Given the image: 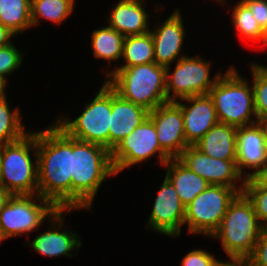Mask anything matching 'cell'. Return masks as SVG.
Returning <instances> with one entry per match:
<instances>
[{"label": "cell", "mask_w": 267, "mask_h": 266, "mask_svg": "<svg viewBox=\"0 0 267 266\" xmlns=\"http://www.w3.org/2000/svg\"><path fill=\"white\" fill-rule=\"evenodd\" d=\"M33 150V151H32ZM30 151L35 153V163ZM37 132L0 145L1 184L13 195L38 194Z\"/></svg>", "instance_id": "5"}, {"label": "cell", "mask_w": 267, "mask_h": 266, "mask_svg": "<svg viewBox=\"0 0 267 266\" xmlns=\"http://www.w3.org/2000/svg\"><path fill=\"white\" fill-rule=\"evenodd\" d=\"M31 2L29 0H0V24L14 34L32 26Z\"/></svg>", "instance_id": "23"}, {"label": "cell", "mask_w": 267, "mask_h": 266, "mask_svg": "<svg viewBox=\"0 0 267 266\" xmlns=\"http://www.w3.org/2000/svg\"><path fill=\"white\" fill-rule=\"evenodd\" d=\"M112 113V88L102 85L96 97L89 102L84 112L75 120L61 118L55 122L68 136L98 144L109 150V125Z\"/></svg>", "instance_id": "7"}, {"label": "cell", "mask_w": 267, "mask_h": 266, "mask_svg": "<svg viewBox=\"0 0 267 266\" xmlns=\"http://www.w3.org/2000/svg\"><path fill=\"white\" fill-rule=\"evenodd\" d=\"M194 146L202 153L221 160L237 159V127L218 123Z\"/></svg>", "instance_id": "21"}, {"label": "cell", "mask_w": 267, "mask_h": 266, "mask_svg": "<svg viewBox=\"0 0 267 266\" xmlns=\"http://www.w3.org/2000/svg\"><path fill=\"white\" fill-rule=\"evenodd\" d=\"M156 153L159 154L158 160L162 165L171 159L160 147L156 128L152 120L147 117L111 151L116 175L131 165L146 161Z\"/></svg>", "instance_id": "11"}, {"label": "cell", "mask_w": 267, "mask_h": 266, "mask_svg": "<svg viewBox=\"0 0 267 266\" xmlns=\"http://www.w3.org/2000/svg\"><path fill=\"white\" fill-rule=\"evenodd\" d=\"M122 58L125 59V65L117 66V68H127L154 62V45L151 32L126 36L123 42Z\"/></svg>", "instance_id": "25"}, {"label": "cell", "mask_w": 267, "mask_h": 266, "mask_svg": "<svg viewBox=\"0 0 267 266\" xmlns=\"http://www.w3.org/2000/svg\"><path fill=\"white\" fill-rule=\"evenodd\" d=\"M91 35V46L95 58L114 61L123 55L124 36L106 26L98 30H94Z\"/></svg>", "instance_id": "24"}, {"label": "cell", "mask_w": 267, "mask_h": 266, "mask_svg": "<svg viewBox=\"0 0 267 266\" xmlns=\"http://www.w3.org/2000/svg\"><path fill=\"white\" fill-rule=\"evenodd\" d=\"M219 262L213 255L198 249L189 252L182 260L181 266H218Z\"/></svg>", "instance_id": "33"}, {"label": "cell", "mask_w": 267, "mask_h": 266, "mask_svg": "<svg viewBox=\"0 0 267 266\" xmlns=\"http://www.w3.org/2000/svg\"><path fill=\"white\" fill-rule=\"evenodd\" d=\"M7 78H2L0 77V100L5 99L6 95H5V87L7 85Z\"/></svg>", "instance_id": "40"}, {"label": "cell", "mask_w": 267, "mask_h": 266, "mask_svg": "<svg viewBox=\"0 0 267 266\" xmlns=\"http://www.w3.org/2000/svg\"><path fill=\"white\" fill-rule=\"evenodd\" d=\"M162 26L151 31L154 45V62L158 65L170 67L179 57V53L186 34L180 10L173 11Z\"/></svg>", "instance_id": "16"}, {"label": "cell", "mask_w": 267, "mask_h": 266, "mask_svg": "<svg viewBox=\"0 0 267 266\" xmlns=\"http://www.w3.org/2000/svg\"><path fill=\"white\" fill-rule=\"evenodd\" d=\"M35 195H13L0 212V228L3 236L15 237L32 232L44 219L51 218L58 208L49 200ZM41 202L38 205L34 200Z\"/></svg>", "instance_id": "9"}, {"label": "cell", "mask_w": 267, "mask_h": 266, "mask_svg": "<svg viewBox=\"0 0 267 266\" xmlns=\"http://www.w3.org/2000/svg\"><path fill=\"white\" fill-rule=\"evenodd\" d=\"M38 195L72 210V137L55 123L37 132Z\"/></svg>", "instance_id": "1"}, {"label": "cell", "mask_w": 267, "mask_h": 266, "mask_svg": "<svg viewBox=\"0 0 267 266\" xmlns=\"http://www.w3.org/2000/svg\"><path fill=\"white\" fill-rule=\"evenodd\" d=\"M107 72L105 81L118 95L147 111L169 102L164 66L152 62Z\"/></svg>", "instance_id": "3"}, {"label": "cell", "mask_w": 267, "mask_h": 266, "mask_svg": "<svg viewBox=\"0 0 267 266\" xmlns=\"http://www.w3.org/2000/svg\"><path fill=\"white\" fill-rule=\"evenodd\" d=\"M148 113L144 107L122 98L112 89L109 150L112 151L120 141L130 135L148 117Z\"/></svg>", "instance_id": "17"}, {"label": "cell", "mask_w": 267, "mask_h": 266, "mask_svg": "<svg viewBox=\"0 0 267 266\" xmlns=\"http://www.w3.org/2000/svg\"><path fill=\"white\" fill-rule=\"evenodd\" d=\"M251 69L256 115L267 116V67L252 63Z\"/></svg>", "instance_id": "29"}, {"label": "cell", "mask_w": 267, "mask_h": 266, "mask_svg": "<svg viewBox=\"0 0 267 266\" xmlns=\"http://www.w3.org/2000/svg\"><path fill=\"white\" fill-rule=\"evenodd\" d=\"M261 230L254 207L242 192L230 203L221 224L211 236L220 239L230 258H248Z\"/></svg>", "instance_id": "4"}, {"label": "cell", "mask_w": 267, "mask_h": 266, "mask_svg": "<svg viewBox=\"0 0 267 266\" xmlns=\"http://www.w3.org/2000/svg\"><path fill=\"white\" fill-rule=\"evenodd\" d=\"M13 36H16L10 29L4 27L0 24V47L7 46L12 43L11 39Z\"/></svg>", "instance_id": "36"}, {"label": "cell", "mask_w": 267, "mask_h": 266, "mask_svg": "<svg viewBox=\"0 0 267 266\" xmlns=\"http://www.w3.org/2000/svg\"><path fill=\"white\" fill-rule=\"evenodd\" d=\"M172 74L166 67V92L168 101H177L186 97L206 95L221 76L217 73L213 80L210 78V65L200 57H188L184 54L177 60ZM172 92V95L170 93Z\"/></svg>", "instance_id": "10"}, {"label": "cell", "mask_w": 267, "mask_h": 266, "mask_svg": "<svg viewBox=\"0 0 267 266\" xmlns=\"http://www.w3.org/2000/svg\"><path fill=\"white\" fill-rule=\"evenodd\" d=\"M262 28L267 24V0H242Z\"/></svg>", "instance_id": "34"}, {"label": "cell", "mask_w": 267, "mask_h": 266, "mask_svg": "<svg viewBox=\"0 0 267 266\" xmlns=\"http://www.w3.org/2000/svg\"><path fill=\"white\" fill-rule=\"evenodd\" d=\"M6 98L0 100V145L19 140L25 132L19 108L10 111Z\"/></svg>", "instance_id": "27"}, {"label": "cell", "mask_w": 267, "mask_h": 266, "mask_svg": "<svg viewBox=\"0 0 267 266\" xmlns=\"http://www.w3.org/2000/svg\"><path fill=\"white\" fill-rule=\"evenodd\" d=\"M144 3V0H120L110 12L108 26L124 37L150 32L149 14L143 8Z\"/></svg>", "instance_id": "20"}, {"label": "cell", "mask_w": 267, "mask_h": 266, "mask_svg": "<svg viewBox=\"0 0 267 266\" xmlns=\"http://www.w3.org/2000/svg\"><path fill=\"white\" fill-rule=\"evenodd\" d=\"M208 94L213 100L219 123L237 128L256 123L253 87H249L247 80L235 68L230 67L224 76L221 75Z\"/></svg>", "instance_id": "6"}, {"label": "cell", "mask_w": 267, "mask_h": 266, "mask_svg": "<svg viewBox=\"0 0 267 266\" xmlns=\"http://www.w3.org/2000/svg\"><path fill=\"white\" fill-rule=\"evenodd\" d=\"M232 20L234 28L245 39L263 43V28L242 0L232 9Z\"/></svg>", "instance_id": "28"}, {"label": "cell", "mask_w": 267, "mask_h": 266, "mask_svg": "<svg viewBox=\"0 0 267 266\" xmlns=\"http://www.w3.org/2000/svg\"><path fill=\"white\" fill-rule=\"evenodd\" d=\"M186 207L172 183L165 177L155 199L147 227L167 236L176 237L184 224Z\"/></svg>", "instance_id": "13"}, {"label": "cell", "mask_w": 267, "mask_h": 266, "mask_svg": "<svg viewBox=\"0 0 267 266\" xmlns=\"http://www.w3.org/2000/svg\"><path fill=\"white\" fill-rule=\"evenodd\" d=\"M14 43L0 47V77L6 78V75L14 72L22 64L23 53L19 52Z\"/></svg>", "instance_id": "31"}, {"label": "cell", "mask_w": 267, "mask_h": 266, "mask_svg": "<svg viewBox=\"0 0 267 266\" xmlns=\"http://www.w3.org/2000/svg\"><path fill=\"white\" fill-rule=\"evenodd\" d=\"M256 124L260 127L267 145V116L257 117Z\"/></svg>", "instance_id": "39"}, {"label": "cell", "mask_w": 267, "mask_h": 266, "mask_svg": "<svg viewBox=\"0 0 267 266\" xmlns=\"http://www.w3.org/2000/svg\"><path fill=\"white\" fill-rule=\"evenodd\" d=\"M164 166L167 168L165 177L172 183L185 207L210 185L177 158H171Z\"/></svg>", "instance_id": "22"}, {"label": "cell", "mask_w": 267, "mask_h": 266, "mask_svg": "<svg viewBox=\"0 0 267 266\" xmlns=\"http://www.w3.org/2000/svg\"><path fill=\"white\" fill-rule=\"evenodd\" d=\"M4 239H6V238L3 236L1 228H0V242L3 241Z\"/></svg>", "instance_id": "42"}, {"label": "cell", "mask_w": 267, "mask_h": 266, "mask_svg": "<svg viewBox=\"0 0 267 266\" xmlns=\"http://www.w3.org/2000/svg\"><path fill=\"white\" fill-rule=\"evenodd\" d=\"M13 194L5 189L0 190V212L7 205Z\"/></svg>", "instance_id": "38"}, {"label": "cell", "mask_w": 267, "mask_h": 266, "mask_svg": "<svg viewBox=\"0 0 267 266\" xmlns=\"http://www.w3.org/2000/svg\"><path fill=\"white\" fill-rule=\"evenodd\" d=\"M70 212L71 209H58L57 212L50 218L49 221L54 222L53 228L56 226L55 230H49L31 241L29 244L37 253L44 256L57 257L60 255H65L72 257L73 255L69 252L73 251L74 248H79L81 245L80 237L76 233L71 231H60L63 226L62 212ZM57 224V225H56ZM60 231V232H59Z\"/></svg>", "instance_id": "18"}, {"label": "cell", "mask_w": 267, "mask_h": 266, "mask_svg": "<svg viewBox=\"0 0 267 266\" xmlns=\"http://www.w3.org/2000/svg\"><path fill=\"white\" fill-rule=\"evenodd\" d=\"M239 193L235 188L210 184L186 206L184 225L187 223L189 233L211 237Z\"/></svg>", "instance_id": "8"}, {"label": "cell", "mask_w": 267, "mask_h": 266, "mask_svg": "<svg viewBox=\"0 0 267 266\" xmlns=\"http://www.w3.org/2000/svg\"><path fill=\"white\" fill-rule=\"evenodd\" d=\"M160 147L171 157L177 158L189 145L185 139L183 114L175 101H169L149 111Z\"/></svg>", "instance_id": "14"}, {"label": "cell", "mask_w": 267, "mask_h": 266, "mask_svg": "<svg viewBox=\"0 0 267 266\" xmlns=\"http://www.w3.org/2000/svg\"><path fill=\"white\" fill-rule=\"evenodd\" d=\"M229 261H220L218 266H252L247 258H231Z\"/></svg>", "instance_id": "37"}, {"label": "cell", "mask_w": 267, "mask_h": 266, "mask_svg": "<svg viewBox=\"0 0 267 266\" xmlns=\"http://www.w3.org/2000/svg\"><path fill=\"white\" fill-rule=\"evenodd\" d=\"M247 259L252 266H267V226L262 227L253 252Z\"/></svg>", "instance_id": "32"}, {"label": "cell", "mask_w": 267, "mask_h": 266, "mask_svg": "<svg viewBox=\"0 0 267 266\" xmlns=\"http://www.w3.org/2000/svg\"><path fill=\"white\" fill-rule=\"evenodd\" d=\"M75 0H32L31 23L36 25L39 18L61 23L73 12Z\"/></svg>", "instance_id": "26"}, {"label": "cell", "mask_w": 267, "mask_h": 266, "mask_svg": "<svg viewBox=\"0 0 267 266\" xmlns=\"http://www.w3.org/2000/svg\"><path fill=\"white\" fill-rule=\"evenodd\" d=\"M190 105L175 101L183 114L185 139L189 145L198 142L213 126L219 123L214 103L209 94L180 99Z\"/></svg>", "instance_id": "15"}, {"label": "cell", "mask_w": 267, "mask_h": 266, "mask_svg": "<svg viewBox=\"0 0 267 266\" xmlns=\"http://www.w3.org/2000/svg\"><path fill=\"white\" fill-rule=\"evenodd\" d=\"M3 189L2 184H1V168H0V190Z\"/></svg>", "instance_id": "43"}, {"label": "cell", "mask_w": 267, "mask_h": 266, "mask_svg": "<svg viewBox=\"0 0 267 266\" xmlns=\"http://www.w3.org/2000/svg\"><path fill=\"white\" fill-rule=\"evenodd\" d=\"M243 193L252 203L261 226H267V188L244 187Z\"/></svg>", "instance_id": "30"}, {"label": "cell", "mask_w": 267, "mask_h": 266, "mask_svg": "<svg viewBox=\"0 0 267 266\" xmlns=\"http://www.w3.org/2000/svg\"><path fill=\"white\" fill-rule=\"evenodd\" d=\"M244 179V187L267 188V162H265L255 173H250L249 171Z\"/></svg>", "instance_id": "35"}, {"label": "cell", "mask_w": 267, "mask_h": 266, "mask_svg": "<svg viewBox=\"0 0 267 266\" xmlns=\"http://www.w3.org/2000/svg\"><path fill=\"white\" fill-rule=\"evenodd\" d=\"M267 162V145L260 127L255 123L237 128V167L243 175L244 168L255 173Z\"/></svg>", "instance_id": "19"}, {"label": "cell", "mask_w": 267, "mask_h": 266, "mask_svg": "<svg viewBox=\"0 0 267 266\" xmlns=\"http://www.w3.org/2000/svg\"><path fill=\"white\" fill-rule=\"evenodd\" d=\"M177 159L188 169L205 179L209 184L223 185L243 192L244 181L236 160H221L202 153L194 145H188ZM243 180L241 186H236ZM238 187V188H237Z\"/></svg>", "instance_id": "12"}, {"label": "cell", "mask_w": 267, "mask_h": 266, "mask_svg": "<svg viewBox=\"0 0 267 266\" xmlns=\"http://www.w3.org/2000/svg\"><path fill=\"white\" fill-rule=\"evenodd\" d=\"M267 46V24L263 28V45Z\"/></svg>", "instance_id": "41"}, {"label": "cell", "mask_w": 267, "mask_h": 266, "mask_svg": "<svg viewBox=\"0 0 267 266\" xmlns=\"http://www.w3.org/2000/svg\"><path fill=\"white\" fill-rule=\"evenodd\" d=\"M116 175L111 151L106 147L72 138V211L90 209L101 183Z\"/></svg>", "instance_id": "2"}]
</instances>
